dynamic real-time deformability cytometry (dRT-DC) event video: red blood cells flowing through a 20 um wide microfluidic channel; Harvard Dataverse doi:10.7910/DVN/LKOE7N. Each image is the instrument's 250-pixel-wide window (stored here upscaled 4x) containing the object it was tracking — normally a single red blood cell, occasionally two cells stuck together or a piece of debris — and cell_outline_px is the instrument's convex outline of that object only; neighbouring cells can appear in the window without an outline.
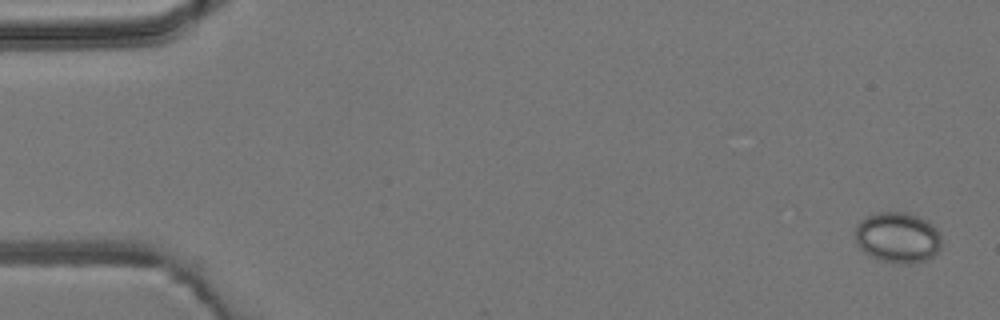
{"species": "common noctule bat (a hibernating species)", "species_latin": "Nyctalus noctula", "temperature_condition": "room temperature", "stored_images_in_passage": 2, "camera_frame_rate_fps": 3000, "um_per_image_px": 0.085, "animal": {"sex": "male", "body_mass_g": 19.2, "forearm_length_mm": 51.8}, "frame": {"image": 1, "passage_image": 1, "time_ms": 0.0, "image_size_px": [1000, 320], "cell_outline_px": [[940, 248], [932, 256], [924, 260], [912, 264], [892, 264], [880, 260], [864, 252], [860, 248], [856, 240], [856, 224], [860, 220], [876, 212], [904, 212], [916, 216], [932, 224], [940, 232]], "centroid_in_image_um": [76.29, 20.2], "position_along_channel_um": 8.7, "area_um2": 25.49}}